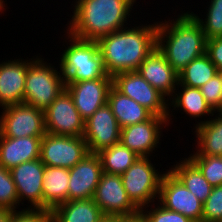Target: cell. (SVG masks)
I'll return each mask as SVG.
<instances>
[{
    "label": "cell",
    "mask_w": 222,
    "mask_h": 222,
    "mask_svg": "<svg viewBox=\"0 0 222 222\" xmlns=\"http://www.w3.org/2000/svg\"><path fill=\"white\" fill-rule=\"evenodd\" d=\"M157 25L125 27L96 41L108 75L138 70L157 47Z\"/></svg>",
    "instance_id": "obj_1"
},
{
    "label": "cell",
    "mask_w": 222,
    "mask_h": 222,
    "mask_svg": "<svg viewBox=\"0 0 222 222\" xmlns=\"http://www.w3.org/2000/svg\"><path fill=\"white\" fill-rule=\"evenodd\" d=\"M134 2L136 0H76L67 33L78 39L97 41L125 28Z\"/></svg>",
    "instance_id": "obj_2"
},
{
    "label": "cell",
    "mask_w": 222,
    "mask_h": 222,
    "mask_svg": "<svg viewBox=\"0 0 222 222\" xmlns=\"http://www.w3.org/2000/svg\"><path fill=\"white\" fill-rule=\"evenodd\" d=\"M192 13H182L174 22L157 25V48L177 73L206 53L207 39Z\"/></svg>",
    "instance_id": "obj_3"
},
{
    "label": "cell",
    "mask_w": 222,
    "mask_h": 222,
    "mask_svg": "<svg viewBox=\"0 0 222 222\" xmlns=\"http://www.w3.org/2000/svg\"><path fill=\"white\" fill-rule=\"evenodd\" d=\"M68 37L71 44L64 50L59 64L65 83L111 76L106 72L96 41L78 39L69 33Z\"/></svg>",
    "instance_id": "obj_4"
},
{
    "label": "cell",
    "mask_w": 222,
    "mask_h": 222,
    "mask_svg": "<svg viewBox=\"0 0 222 222\" xmlns=\"http://www.w3.org/2000/svg\"><path fill=\"white\" fill-rule=\"evenodd\" d=\"M43 60L28 62L23 103L45 110L65 89V79L61 71Z\"/></svg>",
    "instance_id": "obj_5"
},
{
    "label": "cell",
    "mask_w": 222,
    "mask_h": 222,
    "mask_svg": "<svg viewBox=\"0 0 222 222\" xmlns=\"http://www.w3.org/2000/svg\"><path fill=\"white\" fill-rule=\"evenodd\" d=\"M163 175L155 170L149 157H138L121 179L128 197L141 209L149 207L148 204L158 197Z\"/></svg>",
    "instance_id": "obj_6"
},
{
    "label": "cell",
    "mask_w": 222,
    "mask_h": 222,
    "mask_svg": "<svg viewBox=\"0 0 222 222\" xmlns=\"http://www.w3.org/2000/svg\"><path fill=\"white\" fill-rule=\"evenodd\" d=\"M93 200L105 217L116 219L139 217L140 209L128 197L121 175L103 172Z\"/></svg>",
    "instance_id": "obj_7"
},
{
    "label": "cell",
    "mask_w": 222,
    "mask_h": 222,
    "mask_svg": "<svg viewBox=\"0 0 222 222\" xmlns=\"http://www.w3.org/2000/svg\"><path fill=\"white\" fill-rule=\"evenodd\" d=\"M112 86L121 94L145 107L153 115L165 117L170 121V109L166 104L169 100H165V96L151 86L138 71L122 72L112 76Z\"/></svg>",
    "instance_id": "obj_8"
},
{
    "label": "cell",
    "mask_w": 222,
    "mask_h": 222,
    "mask_svg": "<svg viewBox=\"0 0 222 222\" xmlns=\"http://www.w3.org/2000/svg\"><path fill=\"white\" fill-rule=\"evenodd\" d=\"M0 115V134L4 137H43L46 134L44 110L25 103L8 105Z\"/></svg>",
    "instance_id": "obj_9"
},
{
    "label": "cell",
    "mask_w": 222,
    "mask_h": 222,
    "mask_svg": "<svg viewBox=\"0 0 222 222\" xmlns=\"http://www.w3.org/2000/svg\"><path fill=\"white\" fill-rule=\"evenodd\" d=\"M89 153L83 136L46 133L40 144V160L45 166L71 169Z\"/></svg>",
    "instance_id": "obj_10"
},
{
    "label": "cell",
    "mask_w": 222,
    "mask_h": 222,
    "mask_svg": "<svg viewBox=\"0 0 222 222\" xmlns=\"http://www.w3.org/2000/svg\"><path fill=\"white\" fill-rule=\"evenodd\" d=\"M44 113L46 133L57 136L84 135L85 121L66 89L44 110Z\"/></svg>",
    "instance_id": "obj_11"
},
{
    "label": "cell",
    "mask_w": 222,
    "mask_h": 222,
    "mask_svg": "<svg viewBox=\"0 0 222 222\" xmlns=\"http://www.w3.org/2000/svg\"><path fill=\"white\" fill-rule=\"evenodd\" d=\"M157 199L164 208L181 213L194 222H202L203 203L169 170L162 177Z\"/></svg>",
    "instance_id": "obj_12"
},
{
    "label": "cell",
    "mask_w": 222,
    "mask_h": 222,
    "mask_svg": "<svg viewBox=\"0 0 222 222\" xmlns=\"http://www.w3.org/2000/svg\"><path fill=\"white\" fill-rule=\"evenodd\" d=\"M120 134L121 128L108 104L96 110L85 121L83 138L89 153L98 154L102 150L119 143Z\"/></svg>",
    "instance_id": "obj_13"
},
{
    "label": "cell",
    "mask_w": 222,
    "mask_h": 222,
    "mask_svg": "<svg viewBox=\"0 0 222 222\" xmlns=\"http://www.w3.org/2000/svg\"><path fill=\"white\" fill-rule=\"evenodd\" d=\"M111 87L112 76L65 83V89L72 96L74 105L84 121L91 117L96 110L107 104Z\"/></svg>",
    "instance_id": "obj_14"
},
{
    "label": "cell",
    "mask_w": 222,
    "mask_h": 222,
    "mask_svg": "<svg viewBox=\"0 0 222 222\" xmlns=\"http://www.w3.org/2000/svg\"><path fill=\"white\" fill-rule=\"evenodd\" d=\"M162 124L167 126L169 122L165 117L152 115L144 122L123 127L120 142L139 157H149L158 146Z\"/></svg>",
    "instance_id": "obj_15"
},
{
    "label": "cell",
    "mask_w": 222,
    "mask_h": 222,
    "mask_svg": "<svg viewBox=\"0 0 222 222\" xmlns=\"http://www.w3.org/2000/svg\"><path fill=\"white\" fill-rule=\"evenodd\" d=\"M102 173L100 156L88 153L70 169L67 201L93 198Z\"/></svg>",
    "instance_id": "obj_16"
},
{
    "label": "cell",
    "mask_w": 222,
    "mask_h": 222,
    "mask_svg": "<svg viewBox=\"0 0 222 222\" xmlns=\"http://www.w3.org/2000/svg\"><path fill=\"white\" fill-rule=\"evenodd\" d=\"M44 169L45 164L40 159H35L10 170L17 189L18 205L22 200H28L32 209H43Z\"/></svg>",
    "instance_id": "obj_17"
},
{
    "label": "cell",
    "mask_w": 222,
    "mask_h": 222,
    "mask_svg": "<svg viewBox=\"0 0 222 222\" xmlns=\"http://www.w3.org/2000/svg\"><path fill=\"white\" fill-rule=\"evenodd\" d=\"M140 75L155 89L166 96H173L178 84V73L156 47L140 64Z\"/></svg>",
    "instance_id": "obj_18"
},
{
    "label": "cell",
    "mask_w": 222,
    "mask_h": 222,
    "mask_svg": "<svg viewBox=\"0 0 222 222\" xmlns=\"http://www.w3.org/2000/svg\"><path fill=\"white\" fill-rule=\"evenodd\" d=\"M28 60L0 64V106L21 104L24 100Z\"/></svg>",
    "instance_id": "obj_19"
},
{
    "label": "cell",
    "mask_w": 222,
    "mask_h": 222,
    "mask_svg": "<svg viewBox=\"0 0 222 222\" xmlns=\"http://www.w3.org/2000/svg\"><path fill=\"white\" fill-rule=\"evenodd\" d=\"M42 137H4L0 134V165L7 170L40 158Z\"/></svg>",
    "instance_id": "obj_20"
},
{
    "label": "cell",
    "mask_w": 222,
    "mask_h": 222,
    "mask_svg": "<svg viewBox=\"0 0 222 222\" xmlns=\"http://www.w3.org/2000/svg\"><path fill=\"white\" fill-rule=\"evenodd\" d=\"M70 169L45 166L43 189V209L53 210L67 201Z\"/></svg>",
    "instance_id": "obj_21"
},
{
    "label": "cell",
    "mask_w": 222,
    "mask_h": 222,
    "mask_svg": "<svg viewBox=\"0 0 222 222\" xmlns=\"http://www.w3.org/2000/svg\"><path fill=\"white\" fill-rule=\"evenodd\" d=\"M107 104L111 107L120 128L144 122L153 115L145 107L121 94L113 86L109 90Z\"/></svg>",
    "instance_id": "obj_22"
},
{
    "label": "cell",
    "mask_w": 222,
    "mask_h": 222,
    "mask_svg": "<svg viewBox=\"0 0 222 222\" xmlns=\"http://www.w3.org/2000/svg\"><path fill=\"white\" fill-rule=\"evenodd\" d=\"M53 222H101L105 216L93 198L71 200L52 210Z\"/></svg>",
    "instance_id": "obj_23"
},
{
    "label": "cell",
    "mask_w": 222,
    "mask_h": 222,
    "mask_svg": "<svg viewBox=\"0 0 222 222\" xmlns=\"http://www.w3.org/2000/svg\"><path fill=\"white\" fill-rule=\"evenodd\" d=\"M212 120L196 124L198 148L192 156H222V112Z\"/></svg>",
    "instance_id": "obj_24"
},
{
    "label": "cell",
    "mask_w": 222,
    "mask_h": 222,
    "mask_svg": "<svg viewBox=\"0 0 222 222\" xmlns=\"http://www.w3.org/2000/svg\"><path fill=\"white\" fill-rule=\"evenodd\" d=\"M169 171L201 202L211 194L213 186L204 178L198 167L189 159L177 162Z\"/></svg>",
    "instance_id": "obj_25"
},
{
    "label": "cell",
    "mask_w": 222,
    "mask_h": 222,
    "mask_svg": "<svg viewBox=\"0 0 222 222\" xmlns=\"http://www.w3.org/2000/svg\"><path fill=\"white\" fill-rule=\"evenodd\" d=\"M218 72L219 69L205 53L191 61L178 73V84L192 88H200Z\"/></svg>",
    "instance_id": "obj_26"
},
{
    "label": "cell",
    "mask_w": 222,
    "mask_h": 222,
    "mask_svg": "<svg viewBox=\"0 0 222 222\" xmlns=\"http://www.w3.org/2000/svg\"><path fill=\"white\" fill-rule=\"evenodd\" d=\"M180 85L182 87V91L180 93H176L170 105L172 107L182 108L185 114H189L190 117H198L205 116V114H209L212 116L216 113L210 105L205 101L200 88H192L182 84H177V87Z\"/></svg>",
    "instance_id": "obj_27"
},
{
    "label": "cell",
    "mask_w": 222,
    "mask_h": 222,
    "mask_svg": "<svg viewBox=\"0 0 222 222\" xmlns=\"http://www.w3.org/2000/svg\"><path fill=\"white\" fill-rule=\"evenodd\" d=\"M103 172L122 175L139 157L121 142L98 153Z\"/></svg>",
    "instance_id": "obj_28"
},
{
    "label": "cell",
    "mask_w": 222,
    "mask_h": 222,
    "mask_svg": "<svg viewBox=\"0 0 222 222\" xmlns=\"http://www.w3.org/2000/svg\"><path fill=\"white\" fill-rule=\"evenodd\" d=\"M189 156L211 186L222 185V156Z\"/></svg>",
    "instance_id": "obj_29"
},
{
    "label": "cell",
    "mask_w": 222,
    "mask_h": 222,
    "mask_svg": "<svg viewBox=\"0 0 222 222\" xmlns=\"http://www.w3.org/2000/svg\"><path fill=\"white\" fill-rule=\"evenodd\" d=\"M207 11L205 21L194 13L192 15L200 23L206 39L222 37V0H211Z\"/></svg>",
    "instance_id": "obj_30"
},
{
    "label": "cell",
    "mask_w": 222,
    "mask_h": 222,
    "mask_svg": "<svg viewBox=\"0 0 222 222\" xmlns=\"http://www.w3.org/2000/svg\"><path fill=\"white\" fill-rule=\"evenodd\" d=\"M17 204V189L11 172L0 165V208L15 211Z\"/></svg>",
    "instance_id": "obj_31"
},
{
    "label": "cell",
    "mask_w": 222,
    "mask_h": 222,
    "mask_svg": "<svg viewBox=\"0 0 222 222\" xmlns=\"http://www.w3.org/2000/svg\"><path fill=\"white\" fill-rule=\"evenodd\" d=\"M222 219V185L213 187L203 203L202 222H219Z\"/></svg>",
    "instance_id": "obj_32"
},
{
    "label": "cell",
    "mask_w": 222,
    "mask_h": 222,
    "mask_svg": "<svg viewBox=\"0 0 222 222\" xmlns=\"http://www.w3.org/2000/svg\"><path fill=\"white\" fill-rule=\"evenodd\" d=\"M200 90L210 107L215 112H222V76L217 73L200 87Z\"/></svg>",
    "instance_id": "obj_33"
},
{
    "label": "cell",
    "mask_w": 222,
    "mask_h": 222,
    "mask_svg": "<svg viewBox=\"0 0 222 222\" xmlns=\"http://www.w3.org/2000/svg\"><path fill=\"white\" fill-rule=\"evenodd\" d=\"M140 209L139 216L144 222H194L181 213L164 208L162 205L150 211Z\"/></svg>",
    "instance_id": "obj_34"
},
{
    "label": "cell",
    "mask_w": 222,
    "mask_h": 222,
    "mask_svg": "<svg viewBox=\"0 0 222 222\" xmlns=\"http://www.w3.org/2000/svg\"><path fill=\"white\" fill-rule=\"evenodd\" d=\"M30 208L15 210L10 222H53L51 210Z\"/></svg>",
    "instance_id": "obj_35"
},
{
    "label": "cell",
    "mask_w": 222,
    "mask_h": 222,
    "mask_svg": "<svg viewBox=\"0 0 222 222\" xmlns=\"http://www.w3.org/2000/svg\"><path fill=\"white\" fill-rule=\"evenodd\" d=\"M206 54L218 69L222 68V37L207 39Z\"/></svg>",
    "instance_id": "obj_36"
},
{
    "label": "cell",
    "mask_w": 222,
    "mask_h": 222,
    "mask_svg": "<svg viewBox=\"0 0 222 222\" xmlns=\"http://www.w3.org/2000/svg\"><path fill=\"white\" fill-rule=\"evenodd\" d=\"M14 214V210L0 208V222H10Z\"/></svg>",
    "instance_id": "obj_37"
},
{
    "label": "cell",
    "mask_w": 222,
    "mask_h": 222,
    "mask_svg": "<svg viewBox=\"0 0 222 222\" xmlns=\"http://www.w3.org/2000/svg\"><path fill=\"white\" fill-rule=\"evenodd\" d=\"M117 222H144V221L139 216L131 219H117Z\"/></svg>",
    "instance_id": "obj_38"
},
{
    "label": "cell",
    "mask_w": 222,
    "mask_h": 222,
    "mask_svg": "<svg viewBox=\"0 0 222 222\" xmlns=\"http://www.w3.org/2000/svg\"><path fill=\"white\" fill-rule=\"evenodd\" d=\"M101 222H117L116 218L105 217Z\"/></svg>",
    "instance_id": "obj_39"
},
{
    "label": "cell",
    "mask_w": 222,
    "mask_h": 222,
    "mask_svg": "<svg viewBox=\"0 0 222 222\" xmlns=\"http://www.w3.org/2000/svg\"><path fill=\"white\" fill-rule=\"evenodd\" d=\"M3 7H5L4 1L0 0V11H2L4 9Z\"/></svg>",
    "instance_id": "obj_40"
},
{
    "label": "cell",
    "mask_w": 222,
    "mask_h": 222,
    "mask_svg": "<svg viewBox=\"0 0 222 222\" xmlns=\"http://www.w3.org/2000/svg\"><path fill=\"white\" fill-rule=\"evenodd\" d=\"M218 73L222 76V68L219 69Z\"/></svg>",
    "instance_id": "obj_41"
}]
</instances>
